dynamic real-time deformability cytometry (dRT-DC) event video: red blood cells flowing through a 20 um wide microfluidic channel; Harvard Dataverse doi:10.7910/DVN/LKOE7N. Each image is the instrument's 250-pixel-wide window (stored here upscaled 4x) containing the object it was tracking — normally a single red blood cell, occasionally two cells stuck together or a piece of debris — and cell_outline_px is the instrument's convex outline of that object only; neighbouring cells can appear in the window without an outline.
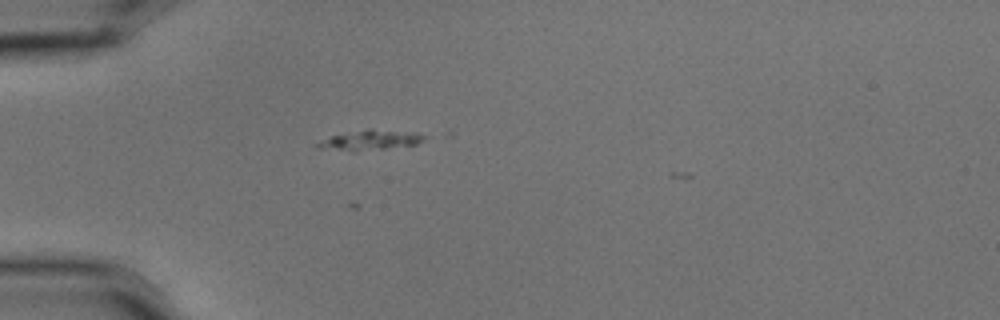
{"species": "common noctule bat (a hibernating species)", "species_latin": "Nyctalus noctula", "temperature_condition": "cold", "stored_images_in_passage": 38, "camera_frame_rate_fps": 3000, "um_per_image_px": 0.085, "animal": {"sex": "male", "body_mass_g": 15.6}, "frame": {"image": 1, "passage_image": 1, "time_ms": 0.0, "image_size_px": [1000, 320], "cell_outline_px": [[428, 136], [424, 140], [416, 144], [352, 152], [320, 148], [316, 144], [332, 136], [368, 128], [372, 128], [416, 132]], "centroid_in_image_um": [31.54, 11.9], "position_along_channel_um": 53.5, "area_um2": 12.37}}
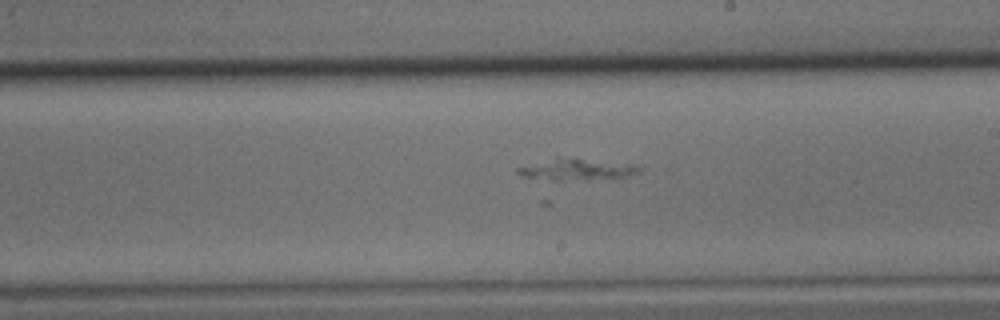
{"frame": {"image": 2, "passage_image": 18, "time_ms": 5.667, "image_size_px": [1000, 320], "cell_outline_px": [[640, 172], [624, 176], [560, 180], [552, 180], [520, 176], [516, 172], [516, 168], [556, 156], [632, 164], [640, 168]], "centroid_in_image_um": [48.89, 14.37], "position_along_channel_um": 240.1, "area_um2": 14.74}}
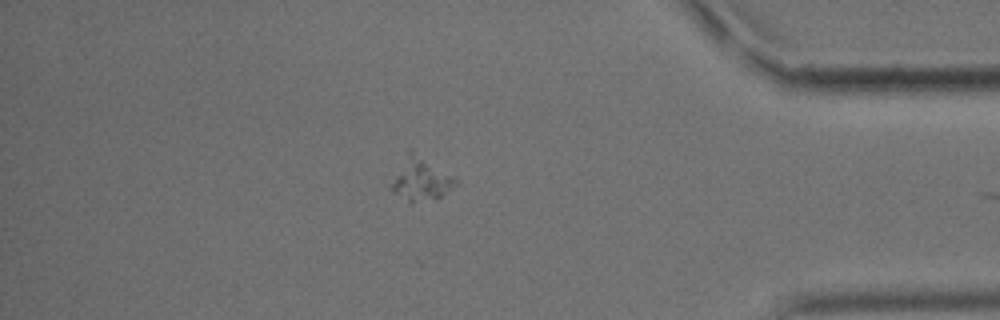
{"frame": {"image": 3, "passage_image": 34, "time_ms": 11.0, "image_size_px": [1000, 320], "cell_outline_px": [[460, 180], [440, 196], [412, 204], [408, 204], [392, 192], [388, 188], [408, 148]], "centroid_in_image_um": [35.7, 15.26], "position_along_channel_um": 399.5, "area_um2": 16.01}}